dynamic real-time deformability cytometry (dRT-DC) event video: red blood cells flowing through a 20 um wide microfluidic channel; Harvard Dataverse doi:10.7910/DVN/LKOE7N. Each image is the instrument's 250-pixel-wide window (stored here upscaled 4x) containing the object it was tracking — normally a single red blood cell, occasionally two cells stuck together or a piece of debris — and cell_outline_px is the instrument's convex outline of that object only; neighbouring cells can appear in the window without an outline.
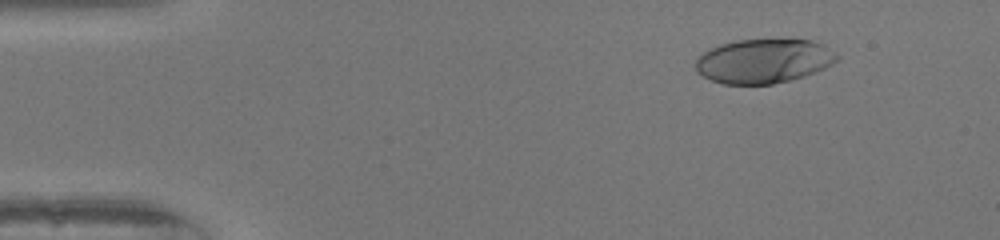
{"species": "human", "species_latin": "Homo sapiens", "temperature_condition": "warm", "stored_images_in_passage": 43, "camera_frame_rate_fps": 3000, "um_per_image_px": 0.085, "donor": {"sex": "female"}, "frame": {"image": 1, "passage_image": 6, "time_ms": 1.667, "image_size_px": [1000, 240], "cell_outline_px": [[840, 56], [832, 64], [816, 72], [804, 76], [772, 84], [724, 84], [712, 80], [696, 72], [696, 60], [704, 52], [720, 44], [736, 40], [812, 40], [824, 44]], "centroid_in_image_um": [64.93, 5.19], "position_along_channel_um": 20.1, "area_um2": 36.24}}
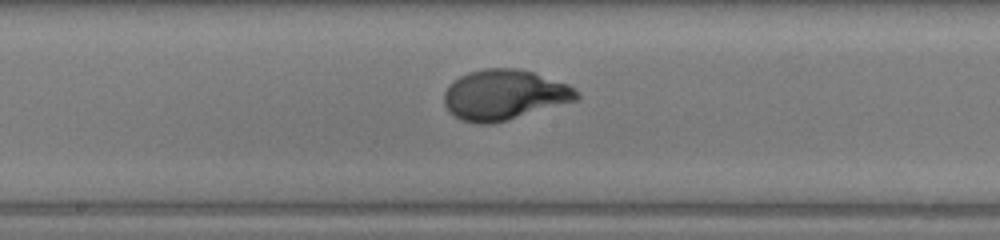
{"frame": {"image": 2, "passage_image": 27, "time_ms": 8.667, "image_size_px": [1000, 240], "cell_outline_px": [[580, 96], [576, 100], [492, 124], [476, 124], [460, 120], [448, 112], [444, 104], [444, 92], [448, 84], [460, 76], [468, 72], [484, 68], [516, 68], [532, 72], [568, 84], [580, 92]], "centroid_in_image_um": [42.81, 8.06], "position_along_channel_um": 205.4, "area_um2": 38.84}}
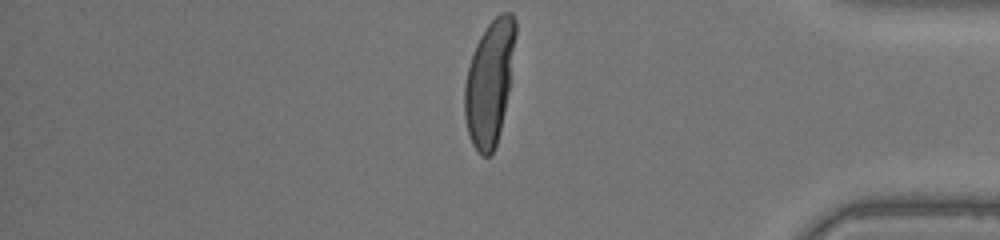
{"frame": {"image": 3, "passage_image": 43, "time_ms": 14.0, "image_size_px": [1000, 240], "cell_outline_px": [[516, 32], [508, 92], [504, 112], [496, 144], [492, 156], [480, 156], [476, 152], [468, 136], [464, 116], [464, 84], [468, 68], [476, 44], [480, 36], [488, 24], [500, 12], [512, 12], [516, 20]], "centroid_in_image_um": [41.59, 7.04], "position_along_channel_um": 393.6, "area_um2": 36.82}, "authors_computed_cell_mechanics": {"area_um2": 37.6278, "velocity_mm_per_s": 4.0386, "shape_relaxation_time_tau1_ms": 3.3446, "shape_relaxation_time_tau2_ms": null, "deformation_change_tau1": 0.229, "deformation_change_tau2": null}}